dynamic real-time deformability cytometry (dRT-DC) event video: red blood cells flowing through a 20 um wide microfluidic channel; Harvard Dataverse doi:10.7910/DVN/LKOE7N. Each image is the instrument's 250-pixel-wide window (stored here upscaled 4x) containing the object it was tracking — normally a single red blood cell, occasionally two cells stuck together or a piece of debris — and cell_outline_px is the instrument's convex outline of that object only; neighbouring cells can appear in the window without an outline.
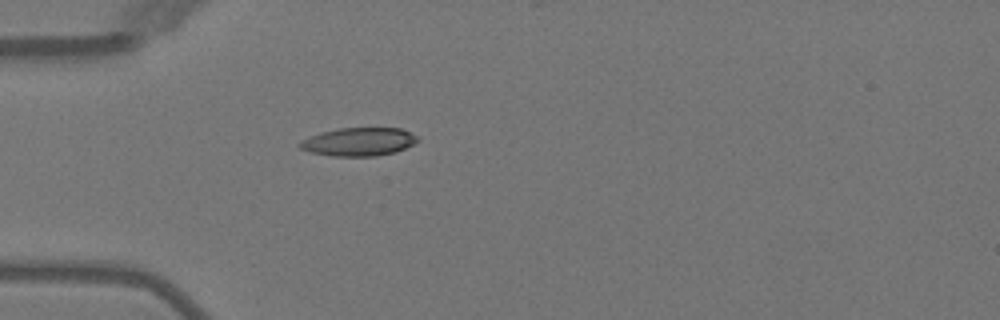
{"species": "Egyptian fruit bat (a non-hibernating species)", "species_latin": "Rousettus aegyptiacus", "temperature_condition": "warm", "stored_images_in_passage": 4, "camera_frame_rate_fps": 3000, "um_per_image_px": 0.085, "animal": {"sex": "female"}, "frame": {"image": 1, "passage_image": 4, "time_ms": 4.333, "image_size_px": [1000, 320], "cell_outline_px": [[420, 140], [396, 152], [376, 156], [332, 156], [308, 152], [300, 148], [296, 144], [300, 140], [320, 132], [340, 128], [400, 128], [420, 136]], "centroid_in_image_um": [30.47, 12.05], "position_along_channel_um": 54.5, "area_um2": 19.65}}